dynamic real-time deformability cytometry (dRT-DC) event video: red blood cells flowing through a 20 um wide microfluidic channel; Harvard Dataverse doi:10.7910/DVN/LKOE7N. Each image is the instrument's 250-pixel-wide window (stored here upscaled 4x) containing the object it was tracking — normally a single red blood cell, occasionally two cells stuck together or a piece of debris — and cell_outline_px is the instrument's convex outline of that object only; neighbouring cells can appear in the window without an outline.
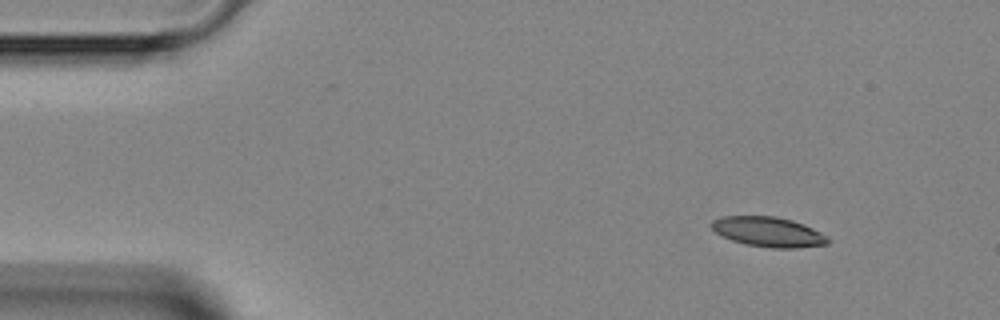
{"species": "Egyptian fruit bat (a non-hibernating species)", "species_latin": "Rousettus aegyptiacus", "temperature_condition": "room temperature", "stored_images_in_passage": 4, "camera_frame_rate_fps": 3000, "um_per_image_px": 0.085, "animal": {"sex": "female"}, "frame": {"image": 1, "passage_image": 1, "time_ms": 0.0, "image_size_px": [1000, 320], "cell_outline_px": [[832, 240], [828, 244], [796, 248], [772, 248], [744, 244], [720, 236], [712, 228], [712, 220], [720, 216], [776, 216], [792, 220], [804, 224], [828, 236]], "centroid_in_image_um": [65.32, 19.71], "position_along_channel_um": 19.7, "area_um2": 20.46}}
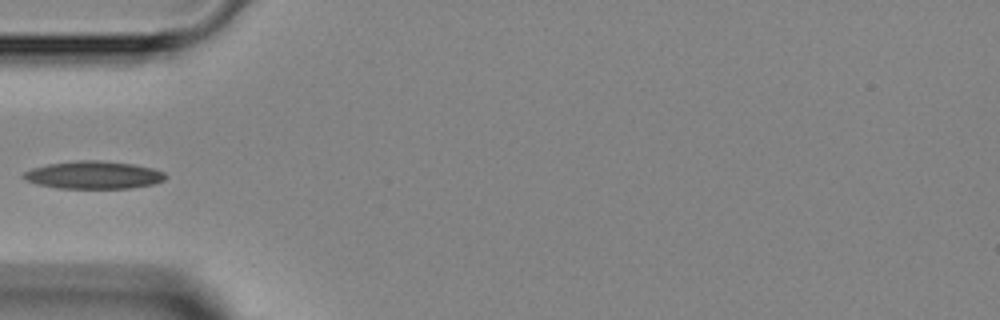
{"frame": {"image": 2, "passage_image": 3, "time_ms": 3.333, "image_size_px": [1000, 320], "cell_outline_px": [[168, 176], [164, 180], [152, 184], [132, 188], [56, 188], [36, 184], [24, 180], [20, 176], [24, 172], [32, 168], [48, 164], [76, 160], [100, 160], [132, 164], [152, 168], [164, 172]], "centroid_in_image_um": [7.92, 14.87], "position_along_channel_um": 77.1, "area_um2": 23.06}}
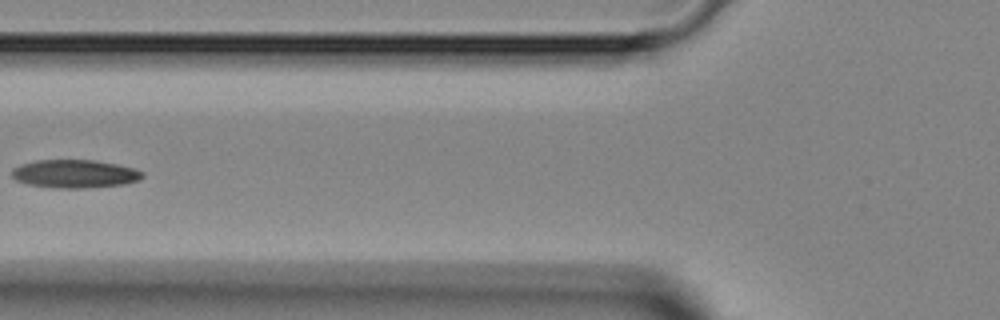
{"frame": {"image": 3, "passage_image": 4, "time_ms": 4.333, "image_size_px": [1000, 320], "cell_outline_px": [[144, 176], [140, 180], [124, 184], [84, 188], [56, 188], [28, 184], [16, 180], [12, 176], [12, 168], [20, 164], [36, 160], [96, 160], [136, 168], [144, 172]], "centroid_in_image_um": [6.38, 14.77], "position_along_channel_um": 119.4, "area_um2": 21.62}}